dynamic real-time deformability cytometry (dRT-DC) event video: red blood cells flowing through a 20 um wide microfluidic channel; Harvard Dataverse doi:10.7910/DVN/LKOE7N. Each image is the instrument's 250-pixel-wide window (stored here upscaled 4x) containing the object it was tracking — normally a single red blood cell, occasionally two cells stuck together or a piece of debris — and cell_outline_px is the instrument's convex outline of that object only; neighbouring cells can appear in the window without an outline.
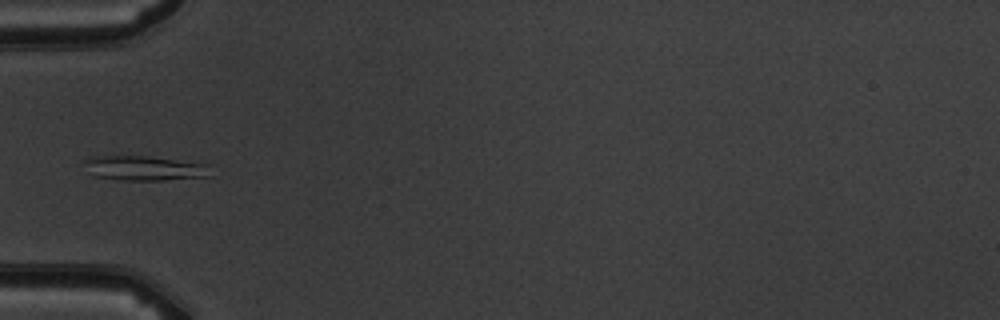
{"species": "common noctule bat (a hibernating species)", "species_latin": "Nyctalus noctula", "temperature_condition": "warm", "stored_images_in_passage": 2, "camera_frame_rate_fps": 3000, "um_per_image_px": 0.085, "animal": {"sex": "male", "body_mass_g": 19.5, "forearm_length_mm": 54.6}, "frame": {"image": 1, "passage_image": 1, "time_ms": 0.0, "image_size_px": [1000, 320], "cell_outline_px": [[212, 176], [164, 180], [124, 180], [96, 176], [84, 160], [92, 156], [148, 156], [208, 164]], "centroid_in_image_um": [12.38, 14.29], "position_along_channel_um": 72.6, "area_um2": 17.8}}
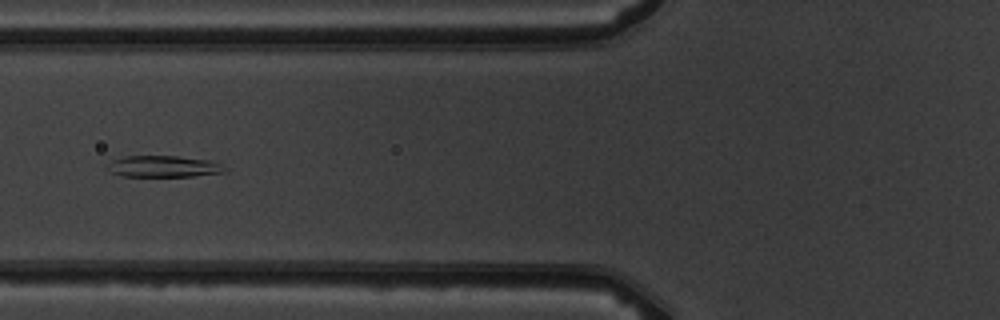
{"frame": {"image": 2, "passage_image": 2, "time_ms": 1.0, "image_size_px": [1000, 320], "cell_outline_px": [[228, 172], [192, 176], [120, 176], [112, 172], [108, 168], [108, 164], [112, 160], [124, 156], [176, 156], [212, 160], [220, 164]], "centroid_in_image_um": [13.92, 14.14], "position_along_channel_um": 111.9, "area_um2": 14.62}}